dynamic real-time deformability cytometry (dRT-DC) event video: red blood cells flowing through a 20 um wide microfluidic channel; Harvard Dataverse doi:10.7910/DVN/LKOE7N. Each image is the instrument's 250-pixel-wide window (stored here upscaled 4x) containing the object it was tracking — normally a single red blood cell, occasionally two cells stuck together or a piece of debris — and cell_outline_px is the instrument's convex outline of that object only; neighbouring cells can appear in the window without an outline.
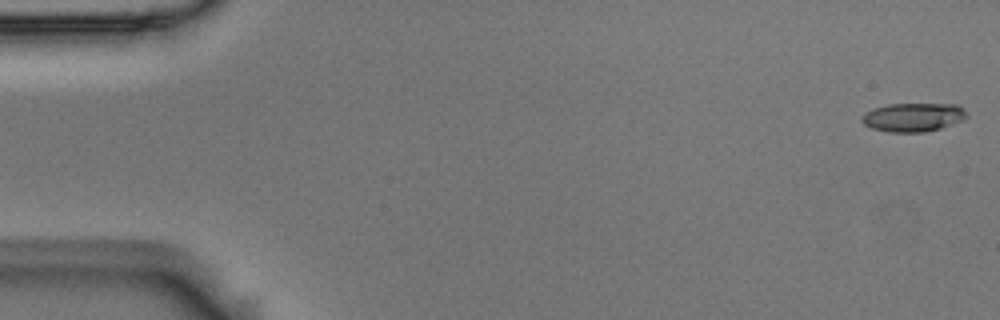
{"species": "Egyptian fruit bat (a non-hibernating species)", "species_latin": "Rousettus aegyptiacus", "temperature_condition": "room temperature", "stored_images_in_passage": 54, "camera_frame_rate_fps": 3000, "um_per_image_px": 0.085, "animal": {"sex": "male"}, "frame": {"image": 1, "passage_image": 1, "time_ms": 0.0, "image_size_px": [1000, 320], "cell_outline_px": [[968, 116], [964, 120], [940, 128], [924, 132], [888, 132], [872, 128], [864, 124], [860, 120], [860, 116], [876, 108], [888, 104], [956, 104], [964, 108]], "centroid_in_image_um": [77.64, 9.96], "position_along_channel_um": 7.4, "area_um2": 17.51}}
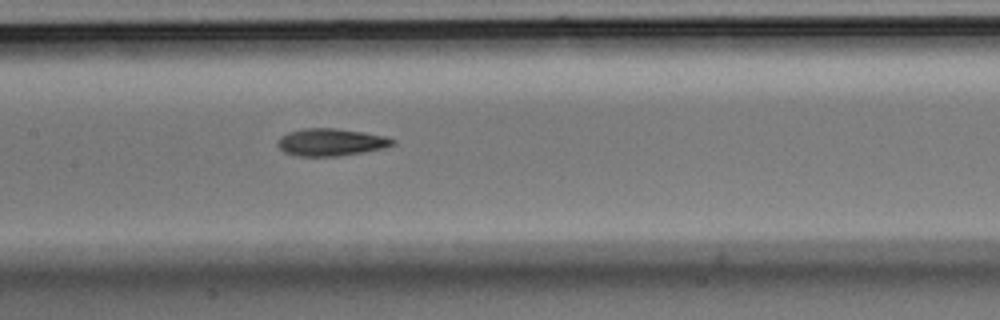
{"frame": {"image": 2, "passage_image": 26, "time_ms": 8.333, "image_size_px": [1000, 320], "cell_outline_px": [[396, 144], [384, 148], [336, 156], [296, 156], [284, 152], [276, 144], [276, 140], [280, 136], [288, 132], [304, 128], [336, 128], [364, 132], [384, 136], [396, 140]], "centroid_in_image_um": [28.09, 12.08], "position_along_channel_um": 179.3, "area_um2": 18.38}}
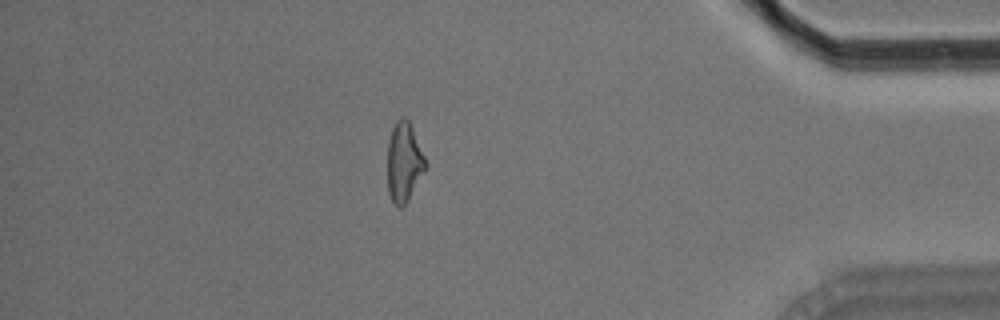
{"frame": {"image": 3, "passage_image": 47, "time_ms": 15.333, "image_size_px": [1000, 320], "cell_outline_px": [[428, 164], [408, 200], [400, 208], [392, 200], [388, 192], [388, 140], [392, 128], [396, 120], [400, 116], [404, 116], [408, 120], [412, 128]], "centroid_in_image_um": [34.34, 13.74], "position_along_channel_um": 400.9, "area_um2": 17.46}, "authors_computed_cell_mechanics": {"area_um2": 18.1203, "velocity_mm_per_s": 3.7193, "shape_relaxation_time_tau1_ms": 6.2383, "shape_relaxation_time_tau2_ms": 3.8524, "deformation_change_tau1": 0.1696, "deformation_change_tau2": 0.1298}}